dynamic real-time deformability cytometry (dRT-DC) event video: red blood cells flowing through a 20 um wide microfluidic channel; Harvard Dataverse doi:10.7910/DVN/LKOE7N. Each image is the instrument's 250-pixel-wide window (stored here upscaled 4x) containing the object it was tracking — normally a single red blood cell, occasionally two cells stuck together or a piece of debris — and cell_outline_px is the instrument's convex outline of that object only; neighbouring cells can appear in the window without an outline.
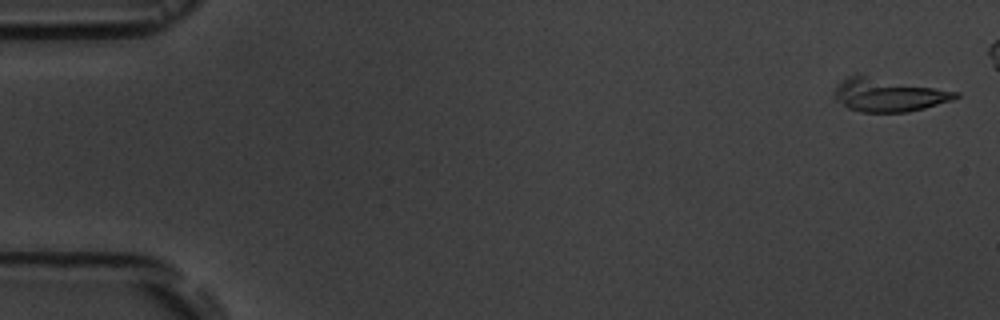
{"species": "common noctule bat (a hibernating species)", "species_latin": "Nyctalus noctula", "temperature_condition": "room temperature", "stored_images_in_passage": 7, "camera_frame_rate_fps": 3000, "um_per_image_px": 0.085, "animal": {"sex": "male", "body_mass_g": 19.5, "forearm_length_mm": 54.6}, "frame": {"image": 1, "passage_image": 1, "time_ms": 0.0, "image_size_px": [1000, 320], "cell_outline_px": [[960, 96], [952, 100], [924, 108], [908, 112], [860, 112], [848, 108], [836, 100], [832, 92], [848, 76], [864, 76], [960, 92]], "centroid_in_image_um": [75.51, 8.1], "position_along_channel_um": 9.5, "area_um2": 22.83}}